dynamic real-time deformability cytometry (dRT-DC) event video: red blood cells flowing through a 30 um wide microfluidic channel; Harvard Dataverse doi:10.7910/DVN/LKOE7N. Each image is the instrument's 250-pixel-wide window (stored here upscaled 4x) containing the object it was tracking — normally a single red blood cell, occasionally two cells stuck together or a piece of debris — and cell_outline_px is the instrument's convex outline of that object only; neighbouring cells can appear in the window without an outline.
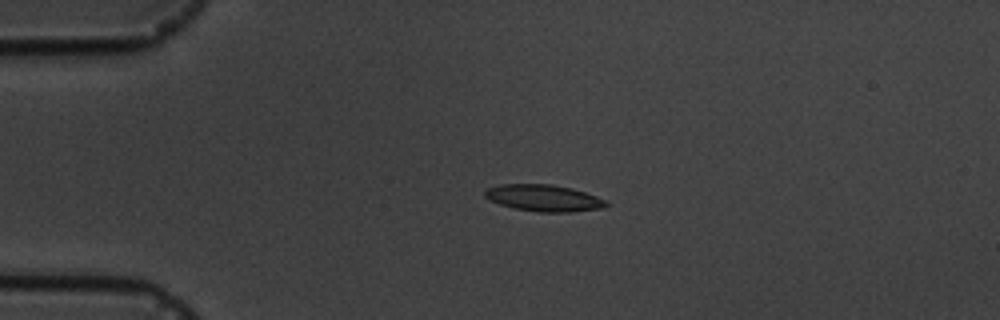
{"species": "common noctule bat (a hibernating species)", "species_latin": "Nyctalus noctula", "temperature_condition": "cold", "stored_images_in_passage": 3, "camera_frame_rate_fps": 3000, "um_per_image_px": 0.085, "animal": {"sex": "male", "body_mass_g": 19.5, "forearm_length_mm": 54.6}, "frame": {"image": 1, "passage_image": 2, "time_ms": 2.0, "image_size_px": [1000, 320], "cell_outline_px": [[608, 204], [600, 208], [572, 212], [540, 212], [512, 208], [488, 200], [484, 196], [484, 192], [488, 188], [500, 184], [552, 184], [572, 188], [608, 200]], "centroid_in_image_um": [46.2, 16.83], "position_along_channel_um": 38.8, "area_um2": 18.9}}